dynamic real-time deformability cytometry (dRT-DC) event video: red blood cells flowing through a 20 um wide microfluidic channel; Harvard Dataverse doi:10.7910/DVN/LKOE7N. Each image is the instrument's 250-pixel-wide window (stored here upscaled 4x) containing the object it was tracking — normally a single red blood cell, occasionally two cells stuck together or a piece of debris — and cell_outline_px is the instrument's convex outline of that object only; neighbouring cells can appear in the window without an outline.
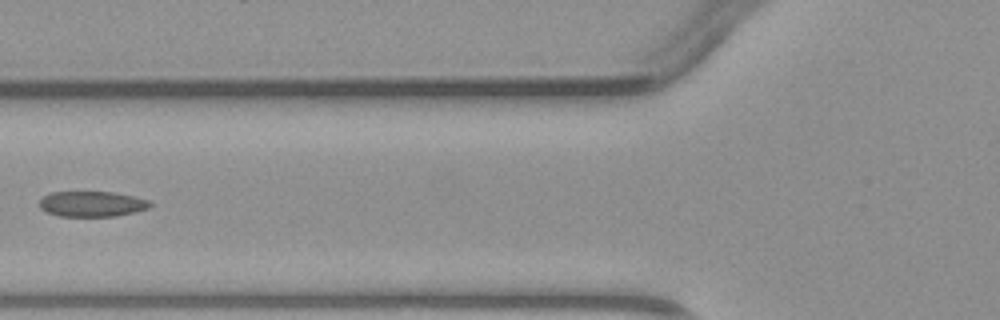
{"species": "common noctule bat (a hibernating species)", "species_latin": "Nyctalus noctula", "temperature_condition": "warm", "stored_images_in_passage": 2, "camera_frame_rate_fps": 3000, "um_per_image_px": 0.085, "animal": {"sex": "male", "body_mass_g": 23.1, "forearm_length_mm": 52.7}, "frame": {"image": 1, "passage_image": 2, "time_ms": 1.333, "image_size_px": [1000, 320], "cell_outline_px": [[152, 204], [148, 208], [136, 212], [116, 216], [60, 216], [48, 212], [40, 208], [40, 200], [48, 192], [112, 192], [132, 196], [148, 200]], "centroid_in_image_um": [7.81, 17.33], "position_along_channel_um": 118.0, "area_um2": 16.3}}